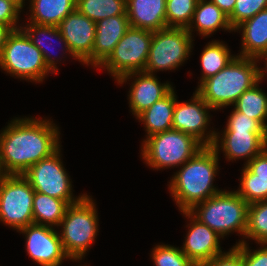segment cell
Listing matches in <instances>:
<instances>
[{
    "instance_id": "cell-7",
    "label": "cell",
    "mask_w": 267,
    "mask_h": 266,
    "mask_svg": "<svg viewBox=\"0 0 267 266\" xmlns=\"http://www.w3.org/2000/svg\"><path fill=\"white\" fill-rule=\"evenodd\" d=\"M0 67L13 76L34 82H43L51 71L40 49L21 28L8 35L0 55Z\"/></svg>"
},
{
    "instance_id": "cell-24",
    "label": "cell",
    "mask_w": 267,
    "mask_h": 266,
    "mask_svg": "<svg viewBox=\"0 0 267 266\" xmlns=\"http://www.w3.org/2000/svg\"><path fill=\"white\" fill-rule=\"evenodd\" d=\"M68 205L65 200L35 192L33 198L34 223L50 227L59 226Z\"/></svg>"
},
{
    "instance_id": "cell-9",
    "label": "cell",
    "mask_w": 267,
    "mask_h": 266,
    "mask_svg": "<svg viewBox=\"0 0 267 266\" xmlns=\"http://www.w3.org/2000/svg\"><path fill=\"white\" fill-rule=\"evenodd\" d=\"M192 41L187 28L167 27L154 31L144 72L154 74L178 68L192 52Z\"/></svg>"
},
{
    "instance_id": "cell-25",
    "label": "cell",
    "mask_w": 267,
    "mask_h": 266,
    "mask_svg": "<svg viewBox=\"0 0 267 266\" xmlns=\"http://www.w3.org/2000/svg\"><path fill=\"white\" fill-rule=\"evenodd\" d=\"M20 28L27 34V36L29 37L31 42L40 49L41 53L43 54L45 63L47 65V67L51 70V72L57 73L56 72L58 70L56 68L57 61H55L54 57L50 56L51 52L49 50H47L48 49V48H46L47 45H44V43L46 40L48 41L49 39L52 40V38H56V40H59L60 43L64 44V47H65L64 49H66V50H64L65 53L69 52L68 54H71V51L69 50L68 44L64 40L58 27L52 26V25H39V24H35V23H29V24L27 23V25L25 27L20 26ZM41 35H42V37H39ZM43 37H45V38H43ZM44 39H46V40H44ZM47 41H46V43H47ZM48 46H50V43L48 44Z\"/></svg>"
},
{
    "instance_id": "cell-29",
    "label": "cell",
    "mask_w": 267,
    "mask_h": 266,
    "mask_svg": "<svg viewBox=\"0 0 267 266\" xmlns=\"http://www.w3.org/2000/svg\"><path fill=\"white\" fill-rule=\"evenodd\" d=\"M246 238L267 244V200L248 205Z\"/></svg>"
},
{
    "instance_id": "cell-41",
    "label": "cell",
    "mask_w": 267,
    "mask_h": 266,
    "mask_svg": "<svg viewBox=\"0 0 267 266\" xmlns=\"http://www.w3.org/2000/svg\"><path fill=\"white\" fill-rule=\"evenodd\" d=\"M260 58L261 59L264 58V60H266L265 61V63H266V65H265L266 70L265 69L262 70V69L258 68V81L259 82L262 81V79L264 78V75H265L264 72L267 71V51L264 52V53H262L256 60L259 61Z\"/></svg>"
},
{
    "instance_id": "cell-2",
    "label": "cell",
    "mask_w": 267,
    "mask_h": 266,
    "mask_svg": "<svg viewBox=\"0 0 267 266\" xmlns=\"http://www.w3.org/2000/svg\"><path fill=\"white\" fill-rule=\"evenodd\" d=\"M218 156L212 146H204L172 177L169 189L181 212L221 192L213 186Z\"/></svg>"
},
{
    "instance_id": "cell-5",
    "label": "cell",
    "mask_w": 267,
    "mask_h": 266,
    "mask_svg": "<svg viewBox=\"0 0 267 266\" xmlns=\"http://www.w3.org/2000/svg\"><path fill=\"white\" fill-rule=\"evenodd\" d=\"M95 204L88 195L69 204L59 226L63 250L69 259L81 260L98 232V215Z\"/></svg>"
},
{
    "instance_id": "cell-6",
    "label": "cell",
    "mask_w": 267,
    "mask_h": 266,
    "mask_svg": "<svg viewBox=\"0 0 267 266\" xmlns=\"http://www.w3.org/2000/svg\"><path fill=\"white\" fill-rule=\"evenodd\" d=\"M204 146L193 136L176 129L153 134L142 144V157L153 169L182 166Z\"/></svg>"
},
{
    "instance_id": "cell-3",
    "label": "cell",
    "mask_w": 267,
    "mask_h": 266,
    "mask_svg": "<svg viewBox=\"0 0 267 266\" xmlns=\"http://www.w3.org/2000/svg\"><path fill=\"white\" fill-rule=\"evenodd\" d=\"M216 75L204 80L196 93L214 110L234 105L258 82L257 60L237 56Z\"/></svg>"
},
{
    "instance_id": "cell-30",
    "label": "cell",
    "mask_w": 267,
    "mask_h": 266,
    "mask_svg": "<svg viewBox=\"0 0 267 266\" xmlns=\"http://www.w3.org/2000/svg\"><path fill=\"white\" fill-rule=\"evenodd\" d=\"M198 0H166L167 27L188 28Z\"/></svg>"
},
{
    "instance_id": "cell-23",
    "label": "cell",
    "mask_w": 267,
    "mask_h": 266,
    "mask_svg": "<svg viewBox=\"0 0 267 266\" xmlns=\"http://www.w3.org/2000/svg\"><path fill=\"white\" fill-rule=\"evenodd\" d=\"M30 23L58 26L76 10L77 0H30Z\"/></svg>"
},
{
    "instance_id": "cell-32",
    "label": "cell",
    "mask_w": 267,
    "mask_h": 266,
    "mask_svg": "<svg viewBox=\"0 0 267 266\" xmlns=\"http://www.w3.org/2000/svg\"><path fill=\"white\" fill-rule=\"evenodd\" d=\"M151 255L155 266H196L181 249L171 245H156Z\"/></svg>"
},
{
    "instance_id": "cell-33",
    "label": "cell",
    "mask_w": 267,
    "mask_h": 266,
    "mask_svg": "<svg viewBox=\"0 0 267 266\" xmlns=\"http://www.w3.org/2000/svg\"><path fill=\"white\" fill-rule=\"evenodd\" d=\"M267 9V0H236L234 10L228 17L233 30L261 10Z\"/></svg>"
},
{
    "instance_id": "cell-11",
    "label": "cell",
    "mask_w": 267,
    "mask_h": 266,
    "mask_svg": "<svg viewBox=\"0 0 267 266\" xmlns=\"http://www.w3.org/2000/svg\"><path fill=\"white\" fill-rule=\"evenodd\" d=\"M60 156L59 148L51 156L32 165L22 175L28 180L35 192L73 204L85 194L78 196V198L72 196L70 176L66 173Z\"/></svg>"
},
{
    "instance_id": "cell-27",
    "label": "cell",
    "mask_w": 267,
    "mask_h": 266,
    "mask_svg": "<svg viewBox=\"0 0 267 266\" xmlns=\"http://www.w3.org/2000/svg\"><path fill=\"white\" fill-rule=\"evenodd\" d=\"M228 46L219 41H211L208 43L201 54V66H202V76L200 84L216 75L220 70L226 67L235 56L230 55Z\"/></svg>"
},
{
    "instance_id": "cell-1",
    "label": "cell",
    "mask_w": 267,
    "mask_h": 266,
    "mask_svg": "<svg viewBox=\"0 0 267 266\" xmlns=\"http://www.w3.org/2000/svg\"><path fill=\"white\" fill-rule=\"evenodd\" d=\"M59 130L49 120L15 118L0 133V160L7 175H22L61 146Z\"/></svg>"
},
{
    "instance_id": "cell-38",
    "label": "cell",
    "mask_w": 267,
    "mask_h": 266,
    "mask_svg": "<svg viewBox=\"0 0 267 266\" xmlns=\"http://www.w3.org/2000/svg\"><path fill=\"white\" fill-rule=\"evenodd\" d=\"M244 165L255 174V178L267 179V147Z\"/></svg>"
},
{
    "instance_id": "cell-8",
    "label": "cell",
    "mask_w": 267,
    "mask_h": 266,
    "mask_svg": "<svg viewBox=\"0 0 267 266\" xmlns=\"http://www.w3.org/2000/svg\"><path fill=\"white\" fill-rule=\"evenodd\" d=\"M153 32L130 27L109 57L99 66L118 80L133 72H144Z\"/></svg>"
},
{
    "instance_id": "cell-12",
    "label": "cell",
    "mask_w": 267,
    "mask_h": 266,
    "mask_svg": "<svg viewBox=\"0 0 267 266\" xmlns=\"http://www.w3.org/2000/svg\"><path fill=\"white\" fill-rule=\"evenodd\" d=\"M193 94L190 102L179 103L176 99L173 111V129L193 136L203 146H212L216 131L207 132L206 130L210 122L208 110L212 108L196 92Z\"/></svg>"
},
{
    "instance_id": "cell-39",
    "label": "cell",
    "mask_w": 267,
    "mask_h": 266,
    "mask_svg": "<svg viewBox=\"0 0 267 266\" xmlns=\"http://www.w3.org/2000/svg\"><path fill=\"white\" fill-rule=\"evenodd\" d=\"M217 5L228 17L232 14L236 0H210Z\"/></svg>"
},
{
    "instance_id": "cell-10",
    "label": "cell",
    "mask_w": 267,
    "mask_h": 266,
    "mask_svg": "<svg viewBox=\"0 0 267 266\" xmlns=\"http://www.w3.org/2000/svg\"><path fill=\"white\" fill-rule=\"evenodd\" d=\"M34 193L23 175H6L0 180V221L15 230L34 223Z\"/></svg>"
},
{
    "instance_id": "cell-19",
    "label": "cell",
    "mask_w": 267,
    "mask_h": 266,
    "mask_svg": "<svg viewBox=\"0 0 267 266\" xmlns=\"http://www.w3.org/2000/svg\"><path fill=\"white\" fill-rule=\"evenodd\" d=\"M130 27L149 31L167 28L166 0H126Z\"/></svg>"
},
{
    "instance_id": "cell-14",
    "label": "cell",
    "mask_w": 267,
    "mask_h": 266,
    "mask_svg": "<svg viewBox=\"0 0 267 266\" xmlns=\"http://www.w3.org/2000/svg\"><path fill=\"white\" fill-rule=\"evenodd\" d=\"M57 27L68 44L71 56L86 65H92L96 23L76 9Z\"/></svg>"
},
{
    "instance_id": "cell-37",
    "label": "cell",
    "mask_w": 267,
    "mask_h": 266,
    "mask_svg": "<svg viewBox=\"0 0 267 266\" xmlns=\"http://www.w3.org/2000/svg\"><path fill=\"white\" fill-rule=\"evenodd\" d=\"M21 9L10 0H0V23L8 25L12 30L20 29L17 27Z\"/></svg>"
},
{
    "instance_id": "cell-15",
    "label": "cell",
    "mask_w": 267,
    "mask_h": 266,
    "mask_svg": "<svg viewBox=\"0 0 267 266\" xmlns=\"http://www.w3.org/2000/svg\"><path fill=\"white\" fill-rule=\"evenodd\" d=\"M219 138L216 132L212 147L217 153L222 149L229 161L246 158V164L267 147V131H224Z\"/></svg>"
},
{
    "instance_id": "cell-26",
    "label": "cell",
    "mask_w": 267,
    "mask_h": 266,
    "mask_svg": "<svg viewBox=\"0 0 267 266\" xmlns=\"http://www.w3.org/2000/svg\"><path fill=\"white\" fill-rule=\"evenodd\" d=\"M259 81L237 99L234 108L257 120L267 130V94L259 88Z\"/></svg>"
},
{
    "instance_id": "cell-31",
    "label": "cell",
    "mask_w": 267,
    "mask_h": 266,
    "mask_svg": "<svg viewBox=\"0 0 267 266\" xmlns=\"http://www.w3.org/2000/svg\"><path fill=\"white\" fill-rule=\"evenodd\" d=\"M240 182V188L235 192L248 204L267 200V179L255 178V174L245 165Z\"/></svg>"
},
{
    "instance_id": "cell-4",
    "label": "cell",
    "mask_w": 267,
    "mask_h": 266,
    "mask_svg": "<svg viewBox=\"0 0 267 266\" xmlns=\"http://www.w3.org/2000/svg\"><path fill=\"white\" fill-rule=\"evenodd\" d=\"M248 205L235 191H221L196 204L189 212L223 239L232 231L245 236Z\"/></svg>"
},
{
    "instance_id": "cell-13",
    "label": "cell",
    "mask_w": 267,
    "mask_h": 266,
    "mask_svg": "<svg viewBox=\"0 0 267 266\" xmlns=\"http://www.w3.org/2000/svg\"><path fill=\"white\" fill-rule=\"evenodd\" d=\"M18 231L26 234V251L39 265L60 266L62 260L69 258L54 227L32 223Z\"/></svg>"
},
{
    "instance_id": "cell-42",
    "label": "cell",
    "mask_w": 267,
    "mask_h": 266,
    "mask_svg": "<svg viewBox=\"0 0 267 266\" xmlns=\"http://www.w3.org/2000/svg\"><path fill=\"white\" fill-rule=\"evenodd\" d=\"M10 1H13L20 9L24 7L23 4L25 3V0H10Z\"/></svg>"
},
{
    "instance_id": "cell-20",
    "label": "cell",
    "mask_w": 267,
    "mask_h": 266,
    "mask_svg": "<svg viewBox=\"0 0 267 266\" xmlns=\"http://www.w3.org/2000/svg\"><path fill=\"white\" fill-rule=\"evenodd\" d=\"M234 30H242V51L237 56L257 59L267 51V9L245 20Z\"/></svg>"
},
{
    "instance_id": "cell-21",
    "label": "cell",
    "mask_w": 267,
    "mask_h": 266,
    "mask_svg": "<svg viewBox=\"0 0 267 266\" xmlns=\"http://www.w3.org/2000/svg\"><path fill=\"white\" fill-rule=\"evenodd\" d=\"M176 94L172 88L163 98L144 110L136 118L144 122L147 137L172 129Z\"/></svg>"
},
{
    "instance_id": "cell-17",
    "label": "cell",
    "mask_w": 267,
    "mask_h": 266,
    "mask_svg": "<svg viewBox=\"0 0 267 266\" xmlns=\"http://www.w3.org/2000/svg\"><path fill=\"white\" fill-rule=\"evenodd\" d=\"M132 76L137 78L134 79ZM131 78H133L134 81L130 86L128 95L129 105L132 114L136 117L144 110L151 107L155 102L163 98L173 88L169 82L161 84L156 76L146 72H133L126 74L119 78L117 82L123 84Z\"/></svg>"
},
{
    "instance_id": "cell-22",
    "label": "cell",
    "mask_w": 267,
    "mask_h": 266,
    "mask_svg": "<svg viewBox=\"0 0 267 266\" xmlns=\"http://www.w3.org/2000/svg\"><path fill=\"white\" fill-rule=\"evenodd\" d=\"M193 24L194 27H193ZM197 29L199 34L203 37L210 36L218 29L233 31L231 27L228 16L214 3L210 0H198L193 19L190 26L187 28L188 32L192 36L193 29Z\"/></svg>"
},
{
    "instance_id": "cell-28",
    "label": "cell",
    "mask_w": 267,
    "mask_h": 266,
    "mask_svg": "<svg viewBox=\"0 0 267 266\" xmlns=\"http://www.w3.org/2000/svg\"><path fill=\"white\" fill-rule=\"evenodd\" d=\"M76 9L95 23L126 14V0H77Z\"/></svg>"
},
{
    "instance_id": "cell-18",
    "label": "cell",
    "mask_w": 267,
    "mask_h": 266,
    "mask_svg": "<svg viewBox=\"0 0 267 266\" xmlns=\"http://www.w3.org/2000/svg\"><path fill=\"white\" fill-rule=\"evenodd\" d=\"M129 28L127 15L111 16L96 23L92 66L99 67L109 57Z\"/></svg>"
},
{
    "instance_id": "cell-34",
    "label": "cell",
    "mask_w": 267,
    "mask_h": 266,
    "mask_svg": "<svg viewBox=\"0 0 267 266\" xmlns=\"http://www.w3.org/2000/svg\"><path fill=\"white\" fill-rule=\"evenodd\" d=\"M228 118L224 131H267L257 120L235 108Z\"/></svg>"
},
{
    "instance_id": "cell-35",
    "label": "cell",
    "mask_w": 267,
    "mask_h": 266,
    "mask_svg": "<svg viewBox=\"0 0 267 266\" xmlns=\"http://www.w3.org/2000/svg\"><path fill=\"white\" fill-rule=\"evenodd\" d=\"M201 266H245V257L235 245L228 252L215 255L210 261Z\"/></svg>"
},
{
    "instance_id": "cell-16",
    "label": "cell",
    "mask_w": 267,
    "mask_h": 266,
    "mask_svg": "<svg viewBox=\"0 0 267 266\" xmlns=\"http://www.w3.org/2000/svg\"><path fill=\"white\" fill-rule=\"evenodd\" d=\"M182 214L191 219V223L181 250L196 266H201L222 252L219 245L221 236L201 223L189 211H183Z\"/></svg>"
},
{
    "instance_id": "cell-40",
    "label": "cell",
    "mask_w": 267,
    "mask_h": 266,
    "mask_svg": "<svg viewBox=\"0 0 267 266\" xmlns=\"http://www.w3.org/2000/svg\"><path fill=\"white\" fill-rule=\"evenodd\" d=\"M13 30L5 24L0 23V55L3 50V46L6 43L8 35L12 32Z\"/></svg>"
},
{
    "instance_id": "cell-43",
    "label": "cell",
    "mask_w": 267,
    "mask_h": 266,
    "mask_svg": "<svg viewBox=\"0 0 267 266\" xmlns=\"http://www.w3.org/2000/svg\"><path fill=\"white\" fill-rule=\"evenodd\" d=\"M7 174L4 172L1 160H0V180H2Z\"/></svg>"
},
{
    "instance_id": "cell-36",
    "label": "cell",
    "mask_w": 267,
    "mask_h": 266,
    "mask_svg": "<svg viewBox=\"0 0 267 266\" xmlns=\"http://www.w3.org/2000/svg\"><path fill=\"white\" fill-rule=\"evenodd\" d=\"M260 249L253 252L249 249L247 242L243 239L236 243V246L241 250L245 257V266H267V244H260ZM264 246V247H263Z\"/></svg>"
}]
</instances>
